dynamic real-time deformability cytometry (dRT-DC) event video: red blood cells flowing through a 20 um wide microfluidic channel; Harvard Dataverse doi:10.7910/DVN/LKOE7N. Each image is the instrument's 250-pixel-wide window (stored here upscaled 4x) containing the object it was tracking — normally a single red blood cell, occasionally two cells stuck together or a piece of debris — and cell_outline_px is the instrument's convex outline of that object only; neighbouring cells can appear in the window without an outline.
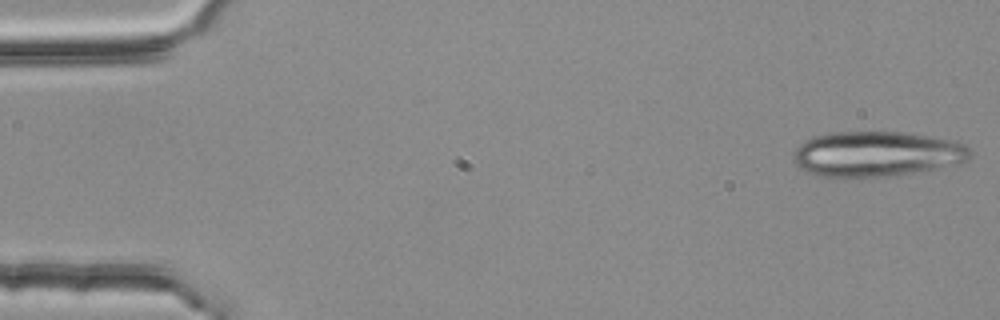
{"species": "common noctule bat (a hibernating species)", "species_latin": "Nyctalus noctula", "temperature_condition": "room temperature", "stored_images_in_passage": 6, "segment_of_instrument_passage": [1, 2], "camera_frame_rate_fps": 3000, "um_per_image_px": 0.085, "animal": {"sex": "female", "body_mass_g": 25.1}, "frame": {"image": 1, "passage_image": 1, "time_ms": 0.0, "image_size_px": [1000, 320], "cell_outline_px": [[972, 156], [968, 160], [956, 164], [936, 168], [888, 176], [844, 180], [816, 176], [800, 168], [796, 164], [792, 156], [792, 152], [804, 140], [812, 136], [832, 132], [896, 132], [928, 136], [956, 140], [964, 144], [972, 152]], "centroid_in_image_um": [74.45, 13.11], "position_along_channel_um": 10.6, "area_um2": 47.45}}